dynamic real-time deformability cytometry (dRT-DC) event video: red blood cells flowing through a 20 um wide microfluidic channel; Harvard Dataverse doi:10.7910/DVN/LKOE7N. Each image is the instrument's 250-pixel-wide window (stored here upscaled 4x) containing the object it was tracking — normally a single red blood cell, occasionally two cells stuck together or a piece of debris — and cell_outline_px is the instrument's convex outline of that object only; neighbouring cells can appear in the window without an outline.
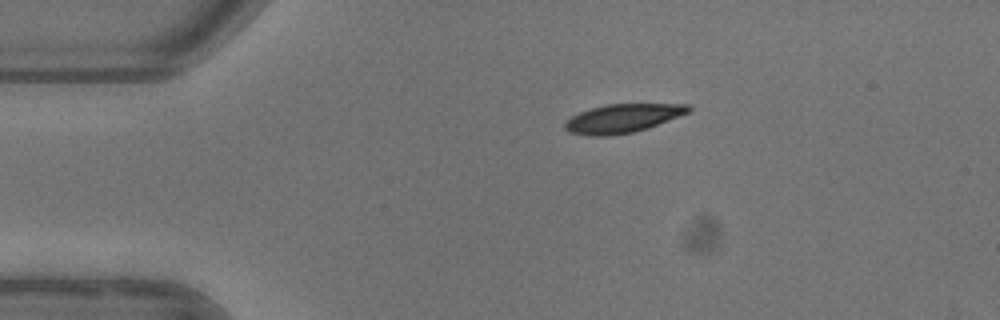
{"species": "common noctule bat (a hibernating species)", "species_latin": "Nyctalus noctula", "temperature_condition": "warm", "stored_images_in_passage": 2, "camera_frame_rate_fps": 3000, "um_per_image_px": 0.085, "animal": {"sex": "female"}, "frame": {"image": 1, "passage_image": 1, "time_ms": 0.0, "image_size_px": [1000, 320], "cell_outline_px": [[692, 108], [688, 112], [648, 128], [632, 132], [608, 136], [588, 136], [568, 132], [564, 128], [564, 124], [572, 116], [580, 112], [592, 108], [608, 104], [688, 104]], "centroid_in_image_um": [52.89, 10.07], "position_along_channel_um": 32.1, "area_um2": 20.4}}